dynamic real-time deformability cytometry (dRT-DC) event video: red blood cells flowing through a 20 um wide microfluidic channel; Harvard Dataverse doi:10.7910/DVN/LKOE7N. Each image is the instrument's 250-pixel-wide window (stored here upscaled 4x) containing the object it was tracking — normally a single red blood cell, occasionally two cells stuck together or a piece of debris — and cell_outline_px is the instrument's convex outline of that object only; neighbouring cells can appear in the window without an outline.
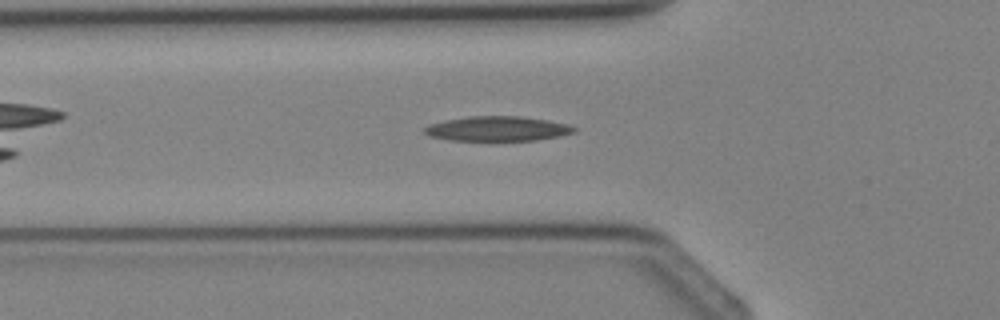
{"species": "Egyptian fruit bat (a non-hibernating species)", "species_latin": "Rousettus aegyptiacus", "temperature_condition": "cold", "stored_images_in_passage": 4, "camera_frame_rate_fps": 3000, "um_per_image_px": 0.085, "animal": {"sex": "female"}, "frame": {"image": 1, "passage_image": 4, "time_ms": 4.333, "image_size_px": [1000, 320], "cell_outline_px": [[576, 132], [560, 136], [536, 140], [448, 140], [428, 136], [424, 132], [424, 128], [428, 124], [444, 120], [468, 116], [520, 116], [548, 120], [568, 124], [576, 128]], "centroid_in_image_um": [42.27, 10.93], "position_along_channel_um": 83.5, "area_um2": 21.68}}